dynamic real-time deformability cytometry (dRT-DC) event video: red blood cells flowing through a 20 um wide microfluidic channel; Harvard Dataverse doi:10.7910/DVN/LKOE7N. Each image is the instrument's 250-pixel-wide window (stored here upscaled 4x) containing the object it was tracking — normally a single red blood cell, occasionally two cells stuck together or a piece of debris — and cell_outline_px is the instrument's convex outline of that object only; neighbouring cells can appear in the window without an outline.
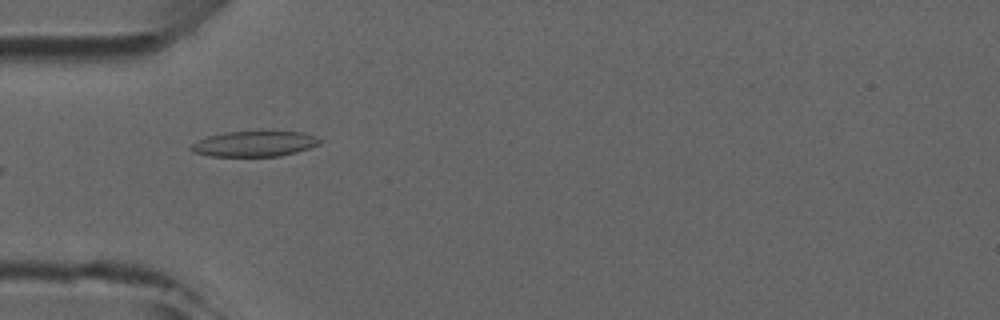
{"species": "common noctule bat (a hibernating species)", "species_latin": "Nyctalus noctula", "temperature_condition": "room temperature", "stored_images_in_passage": 3, "camera_frame_rate_fps": 3000, "um_per_image_px": 0.085, "animal": {"sex": "male", "forearm_length_mm": 52.5}, "frame": {"image": 1, "passage_image": 1, "time_ms": 0.0, "image_size_px": [1000, 320], "cell_outline_px": [[324, 140], [320, 144], [296, 152], [280, 156], [208, 156], [192, 152], [188, 148], [192, 144], [208, 136], [224, 132], [304, 132], [316, 136]], "centroid_in_image_um": [21.64, 12.23], "position_along_channel_um": 63.4, "area_um2": 19.07}}